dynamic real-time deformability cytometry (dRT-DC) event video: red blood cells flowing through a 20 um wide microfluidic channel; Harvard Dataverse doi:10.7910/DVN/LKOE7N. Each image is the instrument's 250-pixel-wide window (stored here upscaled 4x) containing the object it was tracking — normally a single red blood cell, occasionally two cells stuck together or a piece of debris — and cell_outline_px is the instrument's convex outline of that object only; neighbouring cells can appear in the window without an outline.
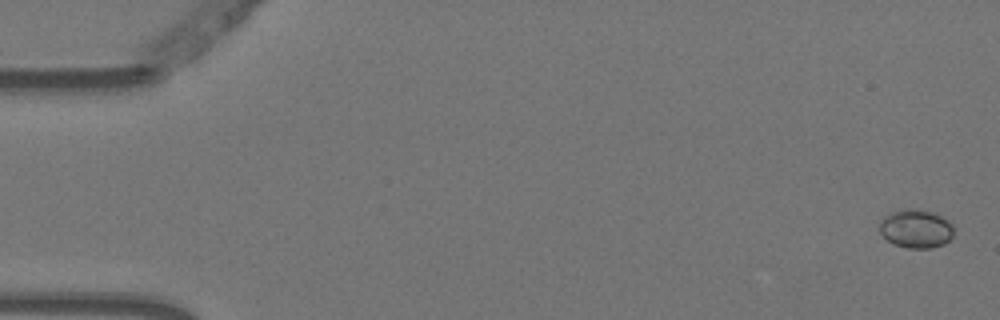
{"species": "Egyptian fruit bat (a non-hibernating species)", "species_latin": "Rousettus aegyptiacus", "temperature_condition": "warm", "stored_images_in_passage": 9, "camera_frame_rate_fps": 3000, "um_per_image_px": 0.085, "animal": {"sex": "female"}, "frame": {"image": 1, "passage_image": 1, "time_ms": 0.0, "image_size_px": [1000, 320], "cell_outline_px": [[952, 236], [944, 244], [932, 248], [908, 248], [892, 244], [880, 232], [880, 220], [884, 216], [892, 212], [916, 208], [932, 212], [948, 220], [952, 224]], "centroid_in_image_um": [77.85, 19.45], "position_along_channel_um": 7.2, "area_um2": 16.53}}
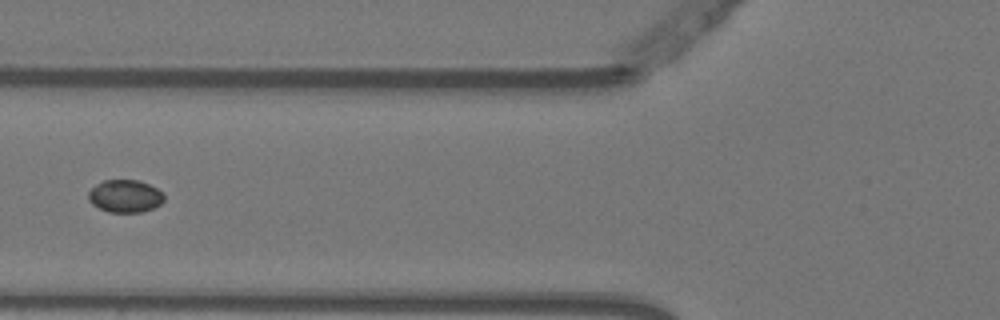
{"frame": {"image": 2, "passage_image": 6, "time_ms": 1.667, "image_size_px": [1000, 320], "cell_outline_px": [[164, 200], [160, 204], [152, 208], [140, 212], [108, 212], [92, 204], [88, 200], [88, 192], [96, 184], [104, 180], [136, 180], [148, 184], [164, 192]], "centroid_in_image_um": [10.63, 16.67], "position_along_channel_um": 115.2, "area_um2": 14.33}}
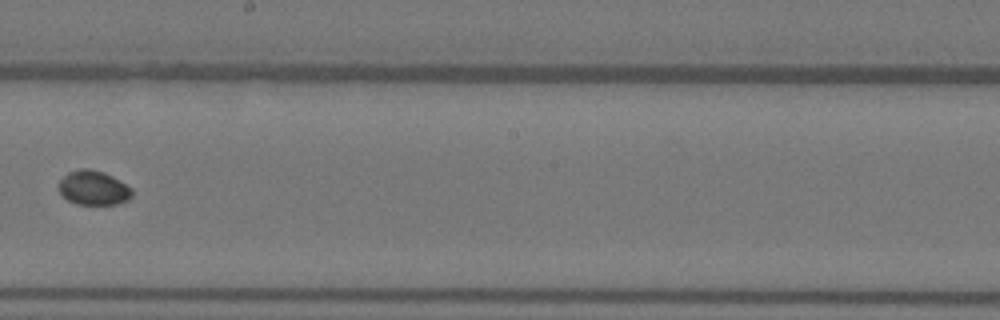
{"frame": {"image": 3, "passage_image": 9, "time_ms": 2.667, "image_size_px": [1000, 320], "cell_outline_px": [[132, 196], [128, 200], [116, 204], [76, 204], [68, 200], [60, 192], [60, 180], [68, 172], [80, 168], [88, 168], [104, 172], [112, 176], [132, 188]], "centroid_in_image_um": [7.96, 15.96], "position_along_channel_um": 240.2, "area_um2": 14.57}}